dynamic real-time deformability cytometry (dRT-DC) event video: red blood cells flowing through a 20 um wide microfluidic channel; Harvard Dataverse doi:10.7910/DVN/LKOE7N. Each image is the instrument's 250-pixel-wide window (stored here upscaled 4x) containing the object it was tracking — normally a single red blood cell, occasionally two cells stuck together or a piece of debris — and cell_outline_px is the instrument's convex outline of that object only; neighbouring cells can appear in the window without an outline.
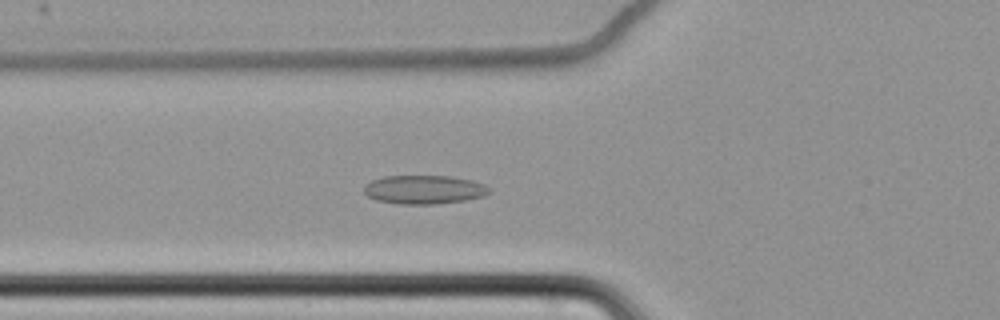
{"species": "common noctule bat (a hibernating species)", "species_latin": "Nyctalus noctula", "temperature_condition": "cold", "stored_images_in_passage": 67, "camera_frame_rate_fps": 3000, "um_per_image_px": 0.085, "animal": {"sex": "female", "body_mass_g": 22.7, "forearm_length_mm": 54.2}, "frame": {"image": 1, "passage_image": 29, "time_ms": 9.333, "image_size_px": [1000, 320], "cell_outline_px": [[492, 188], [484, 196], [464, 200], [436, 204], [396, 204], [376, 200], [368, 196], [364, 192], [364, 188], [372, 180], [384, 176], [448, 176], [472, 180], [484, 184]], "centroid_in_image_um": [36.06, 16.12], "position_along_channel_um": 89.7, "area_um2": 20.92}}
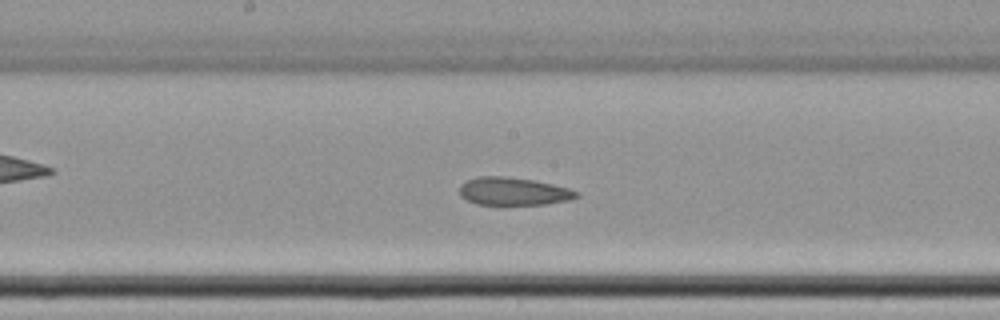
{"frame": {"image": 2, "passage_image": 39, "time_ms": 12.667, "image_size_px": [1000, 320], "cell_outline_px": [[580, 196], [568, 200], [544, 204], [476, 204], [460, 196], [460, 184], [476, 176], [504, 176], [532, 180], [552, 184], [568, 188], [580, 192]], "centroid_in_image_um": [43.63, 16.25], "position_along_channel_um": 204.6, "area_um2": 18.84}}
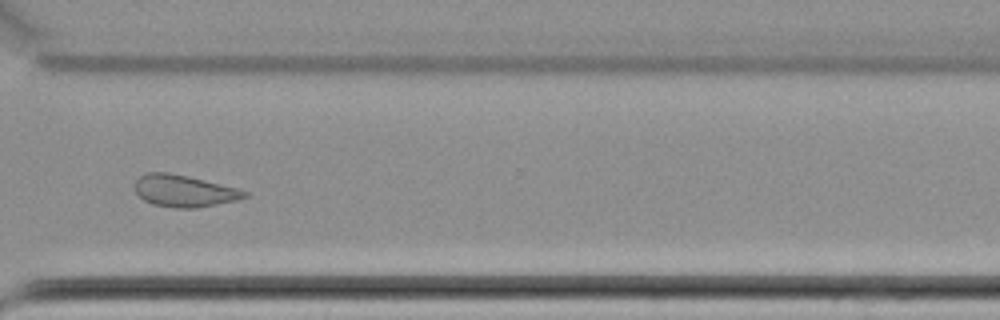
{"frame": {"image": 3, "passage_image": 52, "time_ms": 17.0, "image_size_px": [1000, 320], "cell_outline_px": [[248, 196], [236, 200], [196, 208], [176, 208], [152, 204], [144, 200], [136, 192], [136, 180], [144, 172], [168, 172], [188, 176], [236, 188], [248, 192]], "centroid_in_image_um": [15.62, 16.22], "position_along_channel_um": 355.0, "area_um2": 20.17}, "authors_computed_cell_mechanics": {"area_um2": 22.0796, "velocity_mm_per_s": 3.4503, "shape_relaxation_time_tau1_ms": null, "shape_relaxation_time_tau2_ms": 4.2088, "deformation_change_tau1": null, "deformation_change_tau2": 0.1112}}